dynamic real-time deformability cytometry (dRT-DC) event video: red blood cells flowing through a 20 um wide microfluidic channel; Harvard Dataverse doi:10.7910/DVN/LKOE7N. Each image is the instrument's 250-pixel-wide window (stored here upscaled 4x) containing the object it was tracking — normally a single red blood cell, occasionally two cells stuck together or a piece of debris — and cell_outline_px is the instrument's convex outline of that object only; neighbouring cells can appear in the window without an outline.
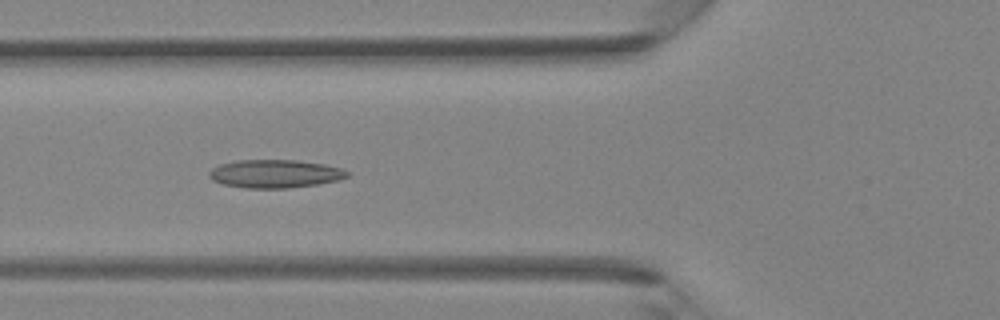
{"species": "Egyptian fruit bat (a non-hibernating species)", "species_latin": "Rousettus aegyptiacus", "temperature_condition": "room temperature", "stored_images_in_passage": 41, "camera_frame_rate_fps": 3000, "um_per_image_px": 0.085, "animal": {"sex": "female"}, "frame": {"image": 1, "passage_image": 15, "time_ms": 4.667, "image_size_px": [1000, 320], "cell_outline_px": [[348, 176], [340, 180], [320, 184], [288, 188], [244, 188], [224, 184], [212, 180], [208, 176], [208, 172], [212, 168], [220, 164], [236, 160], [296, 160], [324, 164], [340, 168], [348, 172]], "centroid_in_image_um": [23.36, 14.77], "position_along_channel_um": 102.4, "area_um2": 22.77}}
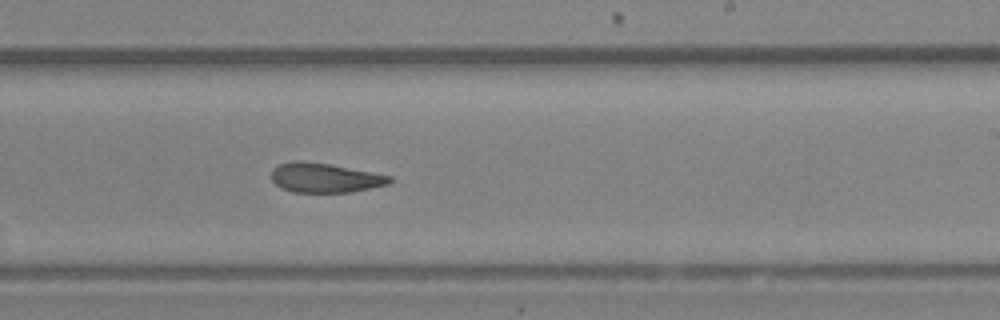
{"frame": {"image": 2, "passage_image": 25, "time_ms": 8.0, "image_size_px": [1000, 320], "cell_outline_px": [[392, 180], [388, 184], [348, 192], [292, 192], [280, 188], [272, 180], [272, 168], [280, 164], [292, 160], [300, 160], [328, 164], [372, 172], [392, 176]], "centroid_in_image_um": [27.56, 15.1], "position_along_channel_um": 261.4, "area_um2": 20.17}}
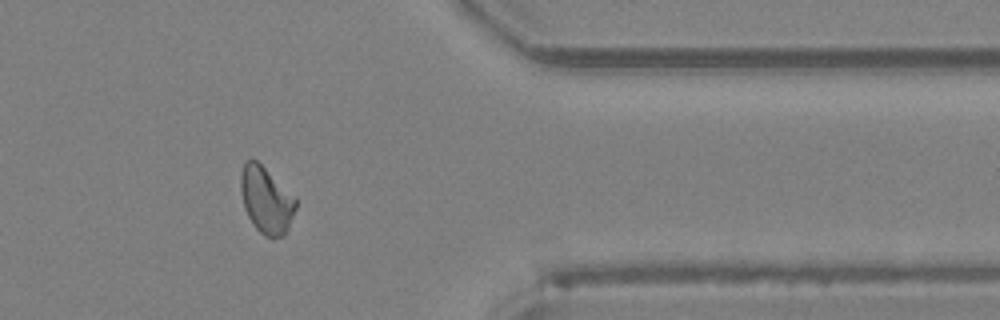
{"frame": {"image": 3, "passage_image": 34, "time_ms": 11.0, "image_size_px": [1000, 320], "cell_outline_px": [[296, 208], [288, 228], [284, 236], [272, 240], [264, 236], [252, 224], [244, 208], [240, 188], [240, 176], [244, 164], [248, 160], [256, 160], [296, 196]], "centroid_in_image_um": [22.64, 17.05], "position_along_channel_um": 388.8, "area_um2": 21.56}}